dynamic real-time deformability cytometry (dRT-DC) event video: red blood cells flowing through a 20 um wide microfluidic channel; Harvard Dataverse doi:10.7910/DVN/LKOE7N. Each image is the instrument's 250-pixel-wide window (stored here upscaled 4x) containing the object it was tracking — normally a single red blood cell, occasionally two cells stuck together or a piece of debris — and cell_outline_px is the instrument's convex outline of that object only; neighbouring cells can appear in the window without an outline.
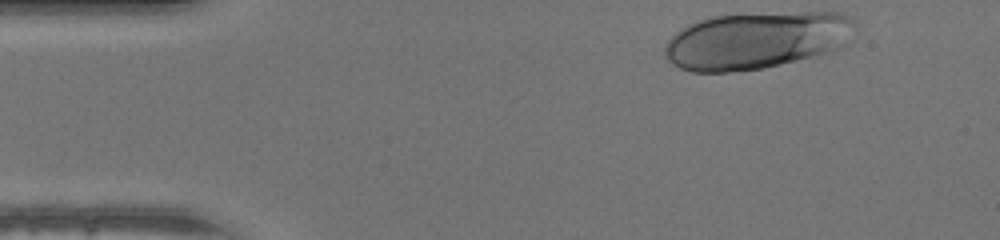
{"species": "human", "species_latin": "Homo sapiens", "temperature_condition": "warm", "stored_images_in_passage": 34, "camera_frame_rate_fps": 3000, "um_per_image_px": 0.085, "donor": {"sex": "male"}, "frame": {"image": 1, "passage_image": 1, "time_ms": 0.0, "image_size_px": [1000, 240], "cell_outline_px": [[856, 24], [844, 44], [840, 48], [832, 52], [764, 68], [728, 72], [692, 72], [680, 68], [672, 64], [664, 56], [664, 44], [676, 32], [688, 24], [700, 20], [716, 16], [804, 12], [840, 12], [852, 16], [856, 20]], "centroid_in_image_um": [64.3, 3.44], "position_along_channel_um": 20.7, "area_um2": 63.46}}